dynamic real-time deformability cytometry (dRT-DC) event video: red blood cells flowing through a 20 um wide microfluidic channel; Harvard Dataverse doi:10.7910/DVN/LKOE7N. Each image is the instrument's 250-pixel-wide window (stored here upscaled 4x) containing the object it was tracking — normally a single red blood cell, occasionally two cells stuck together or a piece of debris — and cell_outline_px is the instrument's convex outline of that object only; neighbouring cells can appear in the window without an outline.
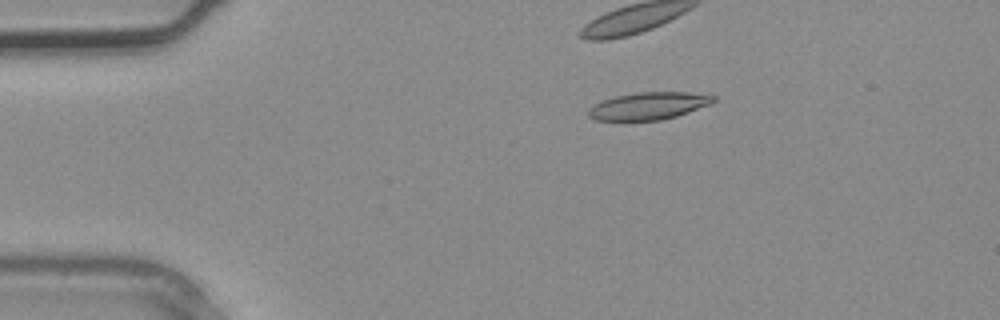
{"species": "common noctule bat (a hibernating species)", "species_latin": "Nyctalus noctula", "temperature_condition": "warm", "stored_images_in_passage": 3, "camera_frame_rate_fps": 3000, "um_per_image_px": 0.085, "animal": {"sex": "male", "body_mass_g": 20.4}, "frame": {"image": 1, "passage_image": 1, "time_ms": 0.0, "image_size_px": [1000, 320], "cell_outline_px": [[716, 100], [712, 104], [676, 116], [660, 120], [596, 120], [588, 116], [588, 108], [604, 100], [616, 96], [636, 92], [688, 92], [716, 96]], "centroid_in_image_um": [55.16, 8.99], "position_along_channel_um": 29.8, "area_um2": 19.83}}